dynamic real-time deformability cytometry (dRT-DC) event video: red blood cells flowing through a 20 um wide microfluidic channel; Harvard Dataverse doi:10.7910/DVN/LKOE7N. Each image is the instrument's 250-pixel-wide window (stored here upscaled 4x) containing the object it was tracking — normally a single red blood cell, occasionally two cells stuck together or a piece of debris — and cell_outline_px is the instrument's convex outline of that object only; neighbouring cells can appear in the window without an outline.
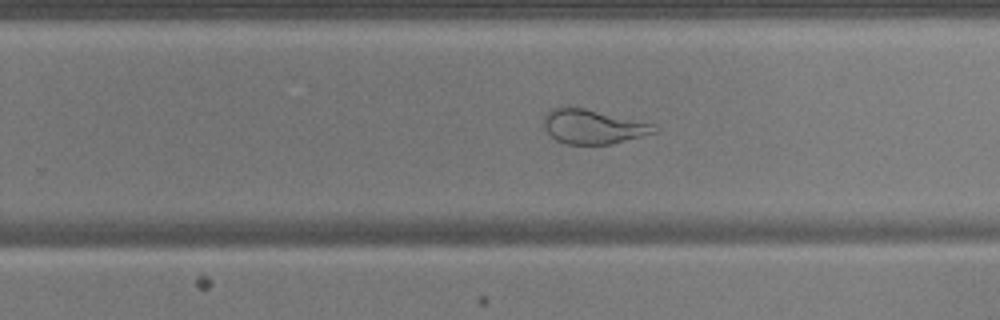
{"species": "common noctule bat (a hibernating species)", "species_latin": "Nyctalus noctula", "temperature_condition": "warm", "stored_images_in_passage": 45, "camera_frame_rate_fps": 3000, "um_per_image_px": 0.085, "animal": {"sex": "male", "body_mass_g": 17.9, "forearm_length_mm": 54.2}, "frame": {"image": 1, "passage_image": 26, "time_ms": 8.333, "image_size_px": [1000, 320], "cell_outline_px": [[660, 128], [656, 132], [612, 144], [568, 144], [556, 140], [544, 128], [544, 116], [552, 108], [560, 104], [584, 108], [652, 124]], "centroid_in_image_um": [50.35, 10.74], "position_along_channel_um": 279.4, "area_um2": 22.08}}